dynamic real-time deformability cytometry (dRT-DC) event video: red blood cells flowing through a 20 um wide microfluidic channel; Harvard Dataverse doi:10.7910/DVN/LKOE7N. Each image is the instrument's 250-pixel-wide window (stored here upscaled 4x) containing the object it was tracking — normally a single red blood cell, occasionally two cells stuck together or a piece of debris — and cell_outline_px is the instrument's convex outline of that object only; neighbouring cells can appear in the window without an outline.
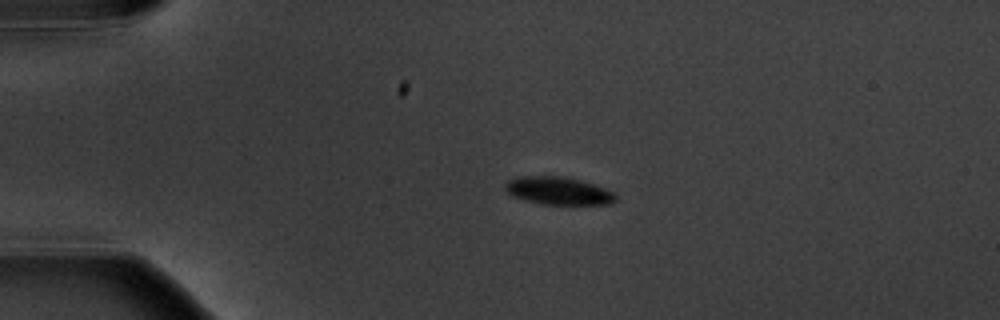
{"species": "common noctule bat (a hibernating species)", "species_latin": "Nyctalus noctula", "temperature_condition": "warm", "stored_images_in_passage": 6, "camera_frame_rate_fps": 3000, "um_per_image_px": 0.085, "animal": {"sex": "male", "body_mass_g": 20.1, "forearm_length_mm": 53.5}, "frame": {"image": 1, "passage_image": 4, "time_ms": 3.333, "image_size_px": [1000, 320], "cell_outline_px": [[616, 200], [608, 204], [544, 204], [512, 196], [504, 188], [504, 184], [508, 180], [520, 176], [564, 176], [580, 180], [604, 188], [612, 192], [616, 196]], "centroid_in_image_um": [47.43, 16.2], "position_along_channel_um": 37.6, "area_um2": 17.63}}
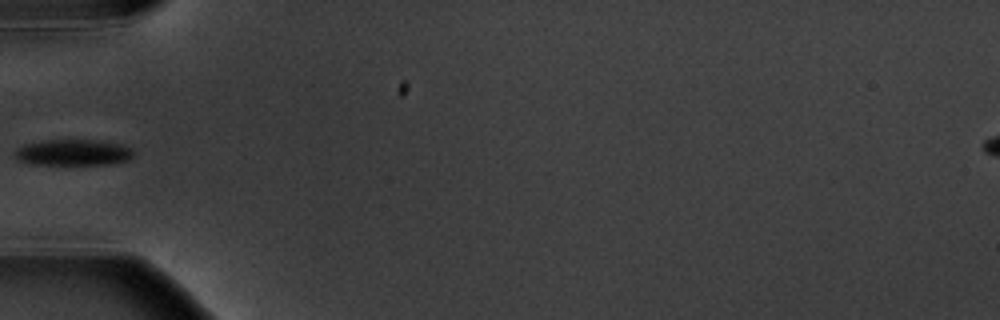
{"frame": {"image": 2, "passage_image": 6, "time_ms": 5.667, "image_size_px": [1000, 320], "cell_outline_px": [[132, 156], [128, 160], [112, 164], [28, 164], [20, 160], [16, 156], [16, 148], [24, 144], [44, 140], [96, 140], [120, 144], [128, 148], [132, 152]], "centroid_in_image_um": [6.19, 12.96], "position_along_channel_um": 78.8, "area_um2": 17.8}}